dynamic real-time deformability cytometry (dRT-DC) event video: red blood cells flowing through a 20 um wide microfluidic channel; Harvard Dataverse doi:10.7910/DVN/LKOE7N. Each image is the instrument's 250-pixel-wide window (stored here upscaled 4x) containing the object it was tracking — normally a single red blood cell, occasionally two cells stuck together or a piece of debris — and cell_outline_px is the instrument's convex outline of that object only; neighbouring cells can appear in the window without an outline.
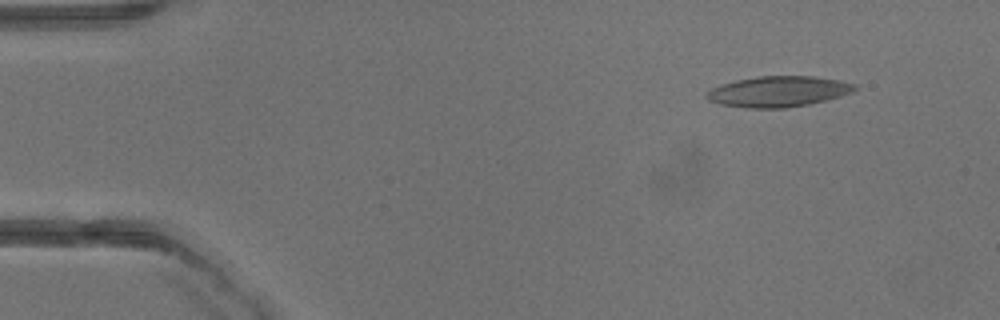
{"species": "common noctule bat (a hibernating species)", "species_latin": "Nyctalus noctula", "temperature_condition": "warm", "stored_images_in_passage": 37, "camera_frame_rate_fps": 3000, "um_per_image_px": 0.085, "animal": {"sex": "male", "body_mass_g": 13.3}, "frame": {"image": 1, "passage_image": 1, "time_ms": 0.0, "image_size_px": [1000, 320], "cell_outline_px": [[856, 88], [852, 92], [840, 96], [808, 104], [784, 108], [748, 108], [720, 104], [708, 100], [704, 96], [712, 88], [736, 80], [760, 76], [812, 76], [836, 80], [856, 84]], "centroid_in_image_um": [66.14, 7.78], "position_along_channel_um": 18.9, "area_um2": 26.13}}
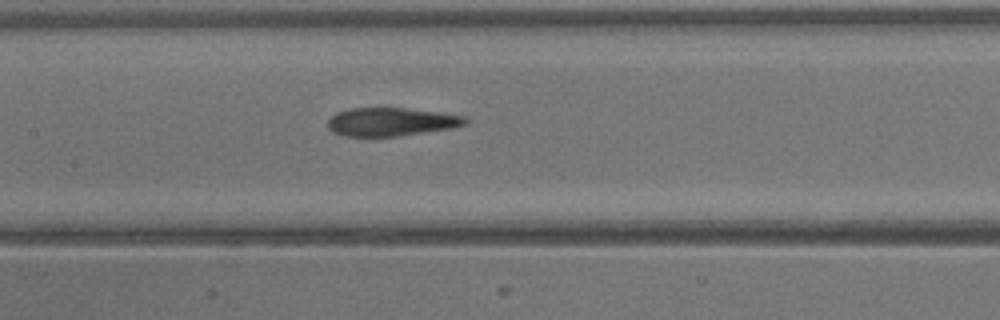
{"frame": {"image": 2, "passage_image": 16, "time_ms": 5.0, "image_size_px": [1000, 320], "cell_outline_px": [[468, 124], [452, 128], [400, 136], [344, 136], [332, 132], [328, 128], [328, 120], [336, 112], [352, 108], [408, 108], [440, 112], [468, 116]], "centroid_in_image_um": [33.29, 10.35], "position_along_channel_um": 174.1, "area_um2": 22.95}}
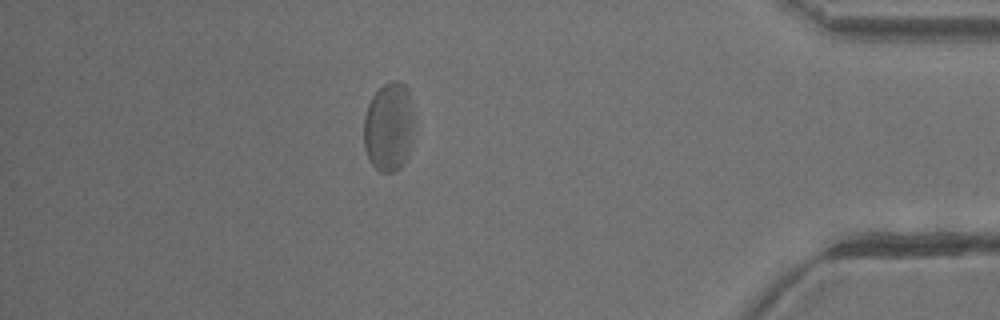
{"frame": {"image": 3, "passage_image": 32, "time_ms": 10.333, "image_size_px": [1000, 320], "cell_outline_px": [[412, 128], [408, 156], [404, 164], [400, 168], [392, 172], [380, 172], [368, 160], [364, 148], [364, 116], [368, 104], [372, 96], [384, 84], [392, 80], [396, 80], [404, 84], [408, 88], [412, 112]], "centroid_in_image_um": [33.02, 10.8], "position_along_channel_um": 402.2, "area_um2": 26.07}}